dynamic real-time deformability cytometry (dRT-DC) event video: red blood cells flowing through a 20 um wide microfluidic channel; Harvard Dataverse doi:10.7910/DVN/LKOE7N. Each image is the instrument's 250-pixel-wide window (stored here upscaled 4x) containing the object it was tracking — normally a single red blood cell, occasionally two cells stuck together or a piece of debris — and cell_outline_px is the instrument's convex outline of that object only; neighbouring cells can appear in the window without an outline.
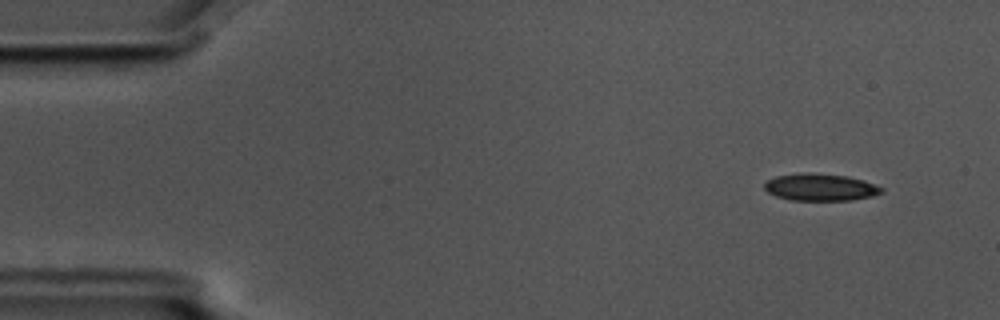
{"species": "common noctule bat (a hibernating species)", "species_latin": "Nyctalus noctula", "temperature_condition": "cold", "stored_images_in_passage": 5, "camera_frame_rate_fps": 3000, "um_per_image_px": 0.085, "animal": {"sex": "male", "body_mass_g": 17.5, "forearm_length_mm": 52.3}, "frame": {"image": 1, "passage_image": 2, "time_ms": 0.333, "image_size_px": [1000, 320], "cell_outline_px": [[884, 192], [872, 196], [852, 200], [792, 200], [776, 196], [768, 192], [764, 188], [764, 184], [768, 180], [776, 176], [848, 176], [864, 180], [884, 188]], "centroid_in_image_um": [69.81, 15.97], "position_along_channel_um": 15.2, "area_um2": 17.46}}